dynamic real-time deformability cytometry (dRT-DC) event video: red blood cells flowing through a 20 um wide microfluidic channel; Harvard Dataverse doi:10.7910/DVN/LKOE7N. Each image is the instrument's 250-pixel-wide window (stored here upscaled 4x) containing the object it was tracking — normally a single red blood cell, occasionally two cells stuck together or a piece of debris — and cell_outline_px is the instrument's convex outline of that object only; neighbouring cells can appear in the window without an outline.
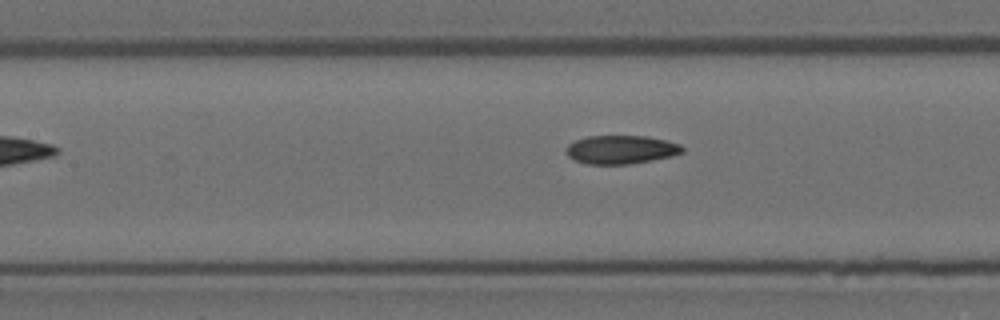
{"species": "Egyptian fruit bat (a non-hibernating species)", "species_latin": "Rousettus aegyptiacus", "temperature_condition": "room temperature", "stored_images_in_passage": 4, "camera_frame_rate_fps": 3000, "um_per_image_px": 0.085, "animal": {"sex": "female"}, "frame": {"image": 1, "passage_image": 4, "time_ms": 1.0, "image_size_px": [1000, 320], "cell_outline_px": [[684, 152], [672, 156], [652, 160], [628, 164], [588, 164], [576, 160], [568, 156], [564, 152], [568, 144], [576, 140], [588, 136], [648, 136], [680, 144], [684, 148]], "centroid_in_image_um": [52.78, 12.71], "position_along_channel_um": 154.6, "area_um2": 19.31}}